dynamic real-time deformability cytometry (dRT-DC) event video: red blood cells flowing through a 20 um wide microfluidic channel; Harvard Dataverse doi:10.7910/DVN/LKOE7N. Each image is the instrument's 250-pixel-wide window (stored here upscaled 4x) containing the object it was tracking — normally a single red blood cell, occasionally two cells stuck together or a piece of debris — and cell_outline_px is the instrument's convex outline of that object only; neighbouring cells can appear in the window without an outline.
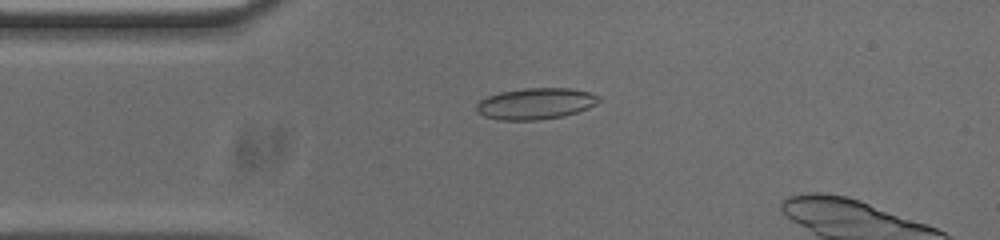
{"species": "common noctule bat (a hibernating species)", "species_latin": "Nyctalus noctula", "temperature_condition": "cold", "stored_images_in_passage": 46, "camera_frame_rate_fps": 3000, "um_per_image_px": 0.085, "animal": {"sex": "male", "body_mass_g": 20.0, "forearm_length_mm": 53.3}, "frame": {"image": 1, "passage_image": 11, "time_ms": 3.333, "image_size_px": [1000, 240], "cell_outline_px": [[600, 100], [596, 104], [588, 108], [564, 116], [536, 120], [500, 120], [484, 116], [476, 112], [476, 104], [480, 100], [488, 96], [500, 92], [524, 88], [568, 88], [588, 92], [600, 96]], "centroid_in_image_um": [45.51, 8.81], "position_along_channel_um": 39.5, "area_um2": 22.31}}
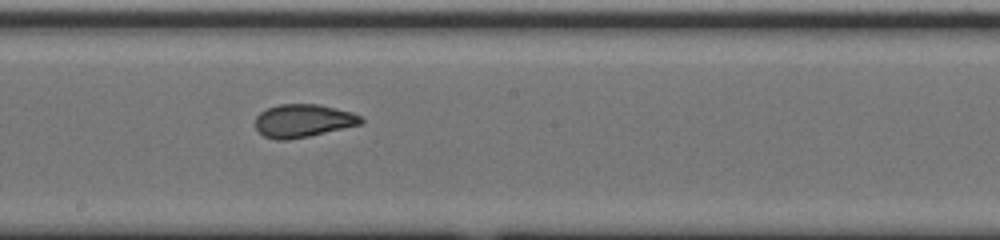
{"frame": {"image": 2, "passage_image": 27, "time_ms": 8.667, "image_size_px": [1000, 240], "cell_outline_px": [[364, 124], [308, 136], [288, 140], [276, 140], [264, 136], [256, 128], [256, 116], [260, 112], [268, 108], [280, 104], [320, 104], [352, 112], [364, 116]], "centroid_in_image_um": [25.82, 10.26], "position_along_channel_um": 222.4, "area_um2": 20.52}}
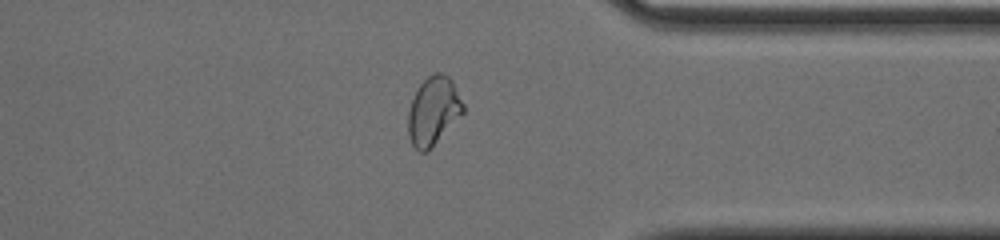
{"frame": {"image": 3, "passage_image": 40, "time_ms": 13.0, "image_size_px": [1000, 240], "cell_outline_px": [[464, 112], [428, 152], [420, 152], [412, 144], [408, 136], [408, 112], [412, 100], [420, 84], [432, 72], [440, 72], [448, 76], [452, 80], [464, 104]], "centroid_in_image_um": [36.84, 9.43], "position_along_channel_um": 374.6, "area_um2": 21.91}, "authors_computed_cell_mechanics": {"area_um2": 21.0681, "velocity_mm_per_s": 3.7525, "shape_relaxation_time_tau1_ms": null, "shape_relaxation_time_tau2_ms": 1.3438, "deformation_change_tau1": null, "deformation_change_tau2": 0.0634}}